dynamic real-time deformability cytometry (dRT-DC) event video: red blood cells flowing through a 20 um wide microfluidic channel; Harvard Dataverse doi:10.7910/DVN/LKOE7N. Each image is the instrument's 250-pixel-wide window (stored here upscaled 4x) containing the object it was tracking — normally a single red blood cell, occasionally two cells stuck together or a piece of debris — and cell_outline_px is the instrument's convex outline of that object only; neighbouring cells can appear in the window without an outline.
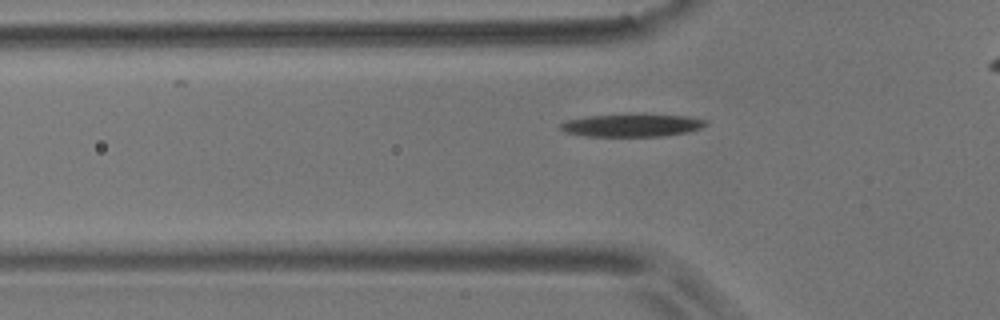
{"species": "common noctule bat (a hibernating species)", "species_latin": "Nyctalus noctula", "temperature_condition": "room temperature", "stored_images_in_passage": 29, "camera_frame_rate_fps": 3000, "um_per_image_px": 0.085, "animal": {"sex": "male", "body_mass_g": 17.9}, "frame": {"image": 1, "passage_image": 5, "time_ms": 1.333, "image_size_px": [1000, 320], "cell_outline_px": [[708, 124], [700, 128], [688, 132], [664, 136], [584, 136], [564, 132], [560, 128], [560, 124], [568, 120], [588, 116], [688, 116], [708, 120]], "centroid_in_image_um": [53.73, 10.68], "position_along_channel_um": 72.1, "area_um2": 18.55}}
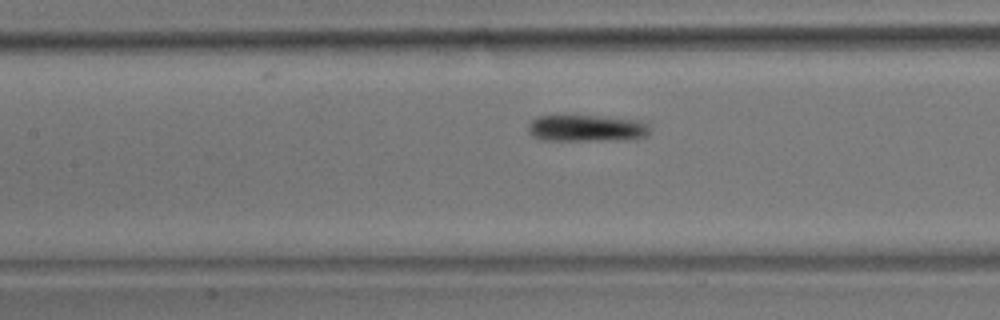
{"frame": {"image": 2, "passage_image": 13, "time_ms": 4.0, "image_size_px": [1000, 320], "cell_outline_px": [[652, 128], [644, 136], [624, 140], [540, 140], [532, 136], [528, 132], [528, 124], [536, 116], [596, 116], [652, 120]], "centroid_in_image_um": [49.95, 10.89], "position_along_channel_um": 157.4, "area_um2": 19.42}}
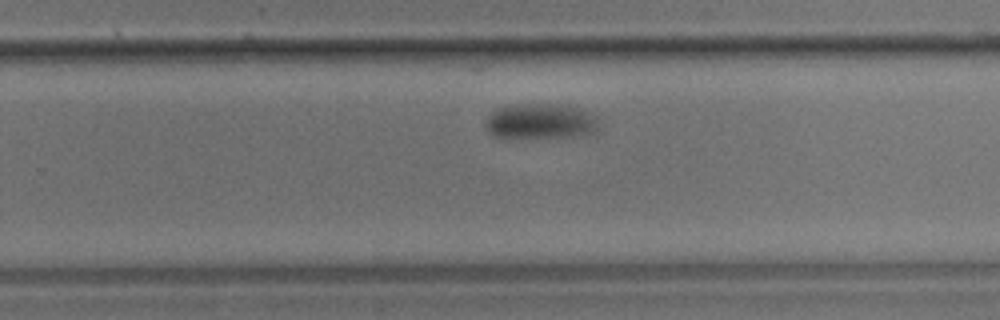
{"frame": {"image": 3, "passage_image": 26, "time_ms": 8.333, "image_size_px": [1000, 320], "cell_outline_px": [[604, 128], [596, 136], [492, 136], [488, 132], [484, 124], [484, 120], [492, 112], [500, 108], [512, 104], [568, 104], [584, 108], [596, 112], [604, 124]], "centroid_in_image_um": [46.2, 10.28], "position_along_channel_um": 283.6, "area_um2": 24.45}}